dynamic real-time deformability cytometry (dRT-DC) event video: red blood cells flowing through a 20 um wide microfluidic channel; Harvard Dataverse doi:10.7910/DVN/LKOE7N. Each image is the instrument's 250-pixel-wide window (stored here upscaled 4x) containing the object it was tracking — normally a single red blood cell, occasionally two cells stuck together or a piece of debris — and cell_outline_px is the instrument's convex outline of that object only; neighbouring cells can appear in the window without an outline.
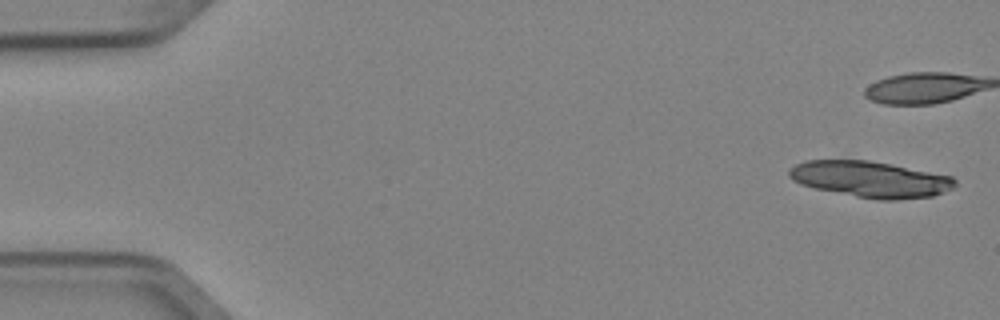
{"species": "Egyptian fruit bat (a non-hibernating species)", "species_latin": "Rousettus aegyptiacus", "temperature_condition": "cold", "stored_images_in_passage": 5, "camera_frame_rate_fps": 3000, "um_per_image_px": 0.085, "animal": {"sex": "female"}, "frame": {"image": 1, "passage_image": 1, "time_ms": 0.0, "image_size_px": [1000, 320], "cell_outline_px": [[956, 184], [952, 188], [944, 192], [932, 196], [896, 200], [880, 200], [856, 196], [816, 188], [800, 184], [792, 180], [788, 176], [788, 168], [804, 160], [868, 160], [952, 176], [956, 180]], "centroid_in_image_um": [73.96, 15.23], "position_along_channel_um": 11.0, "area_um2": 34.74}}